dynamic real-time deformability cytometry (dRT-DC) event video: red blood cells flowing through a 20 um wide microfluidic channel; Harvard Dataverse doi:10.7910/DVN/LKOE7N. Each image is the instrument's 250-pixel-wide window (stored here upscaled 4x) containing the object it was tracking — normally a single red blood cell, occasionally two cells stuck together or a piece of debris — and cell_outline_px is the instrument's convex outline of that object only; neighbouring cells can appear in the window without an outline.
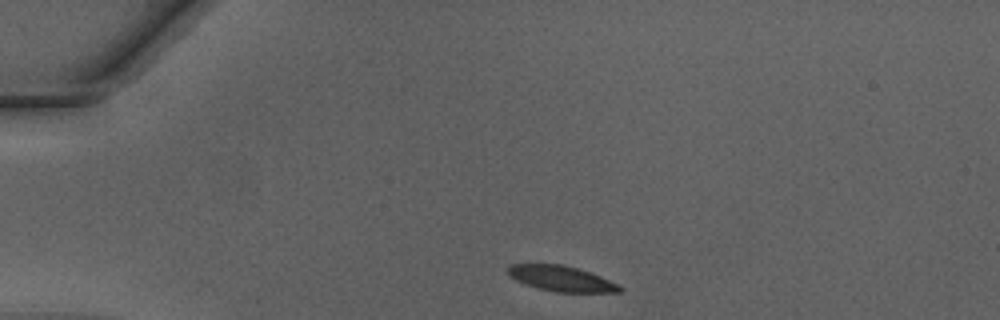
{"species": "Egyptian fruit bat (a non-hibernating species)", "species_latin": "Rousettus aegyptiacus", "temperature_condition": "warm", "stored_images_in_passage": 33, "camera_frame_rate_fps": 3000, "um_per_image_px": 0.085, "animal": {"sex": "male"}, "frame": {"image": 1, "passage_image": 1, "time_ms": 0.0, "image_size_px": [1000, 320], "cell_outline_px": [[624, 288], [620, 292], [556, 292], [536, 288], [524, 284], [516, 280], [508, 272], [508, 268], [512, 264], [564, 264], [580, 268], [620, 284]], "centroid_in_image_um": [47.76, 23.68], "position_along_channel_um": 37.2, "area_um2": 16.7}}
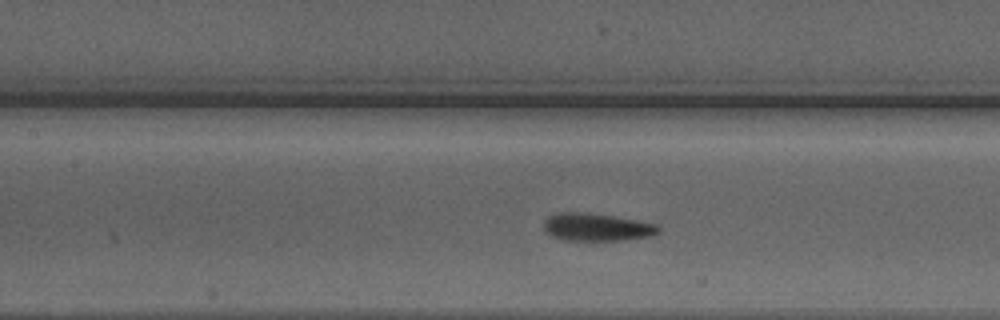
{"frame": {"image": 2, "passage_image": 13, "time_ms": 4.0, "image_size_px": [1000, 320], "cell_outline_px": [[660, 232], [652, 236], [624, 240], [564, 240], [552, 236], [544, 228], [544, 220], [548, 216], [560, 212], [580, 212], [612, 216], [656, 224], [660, 228]], "centroid_in_image_um": [50.72, 19.31], "position_along_channel_um": 156.7, "area_um2": 18.32}}
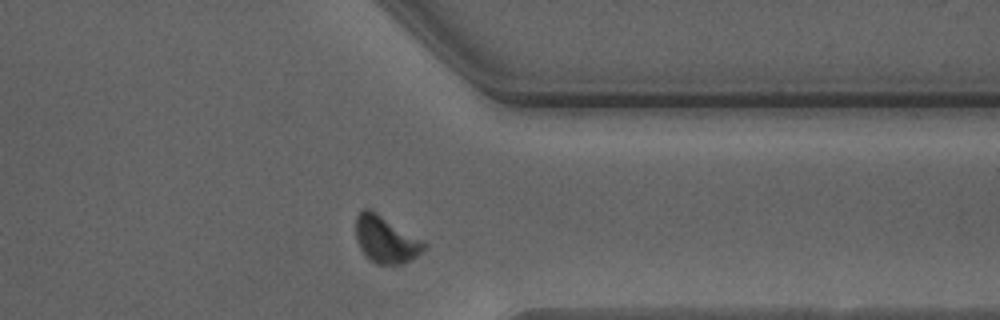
{"frame": {"image": 3, "passage_image": 29, "time_ms": 9.333, "image_size_px": [1000, 320], "cell_outline_px": [[428, 244], [416, 256], [400, 264], [376, 264], [360, 248], [356, 240], [356, 216], [364, 208], [368, 208], [376, 212], [424, 240]], "centroid_in_image_um": [32.79, 20.33], "position_along_channel_um": 378.6, "area_um2": 18.38}, "authors_computed_cell_mechanics": {"area_um2": 18.6116, "velocity_mm_per_s": 4.2189, "shape_relaxation_time_tau1_ms": 3.3738, "shape_relaxation_time_tau2_ms": 1.1406, "deformation_change_tau1": 0.1323, "deformation_change_tau2": 0.0613}}